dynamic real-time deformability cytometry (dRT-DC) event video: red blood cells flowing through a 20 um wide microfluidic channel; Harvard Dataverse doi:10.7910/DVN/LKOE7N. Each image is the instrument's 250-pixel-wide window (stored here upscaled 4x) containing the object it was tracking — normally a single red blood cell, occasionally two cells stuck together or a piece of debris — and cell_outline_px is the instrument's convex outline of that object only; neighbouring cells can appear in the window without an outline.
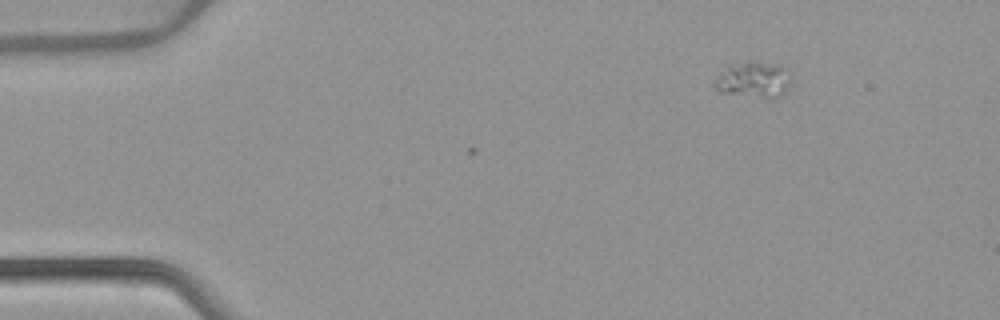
{"species": "common noctule bat (a hibernating species)", "species_latin": "Nyctalus noctula", "temperature_condition": "warm", "stored_images_in_passage": 3, "camera_frame_rate_fps": 3000, "um_per_image_px": 0.085, "animal": {"sex": "female", "body_mass_g": 22.7, "forearm_length_mm": 54.2}, "frame": {"image": 1, "passage_image": 3, "time_ms": 0.667, "image_size_px": [1000, 320], "cell_outline_px": [[792, 72], [788, 88], [784, 96], [768, 100], [720, 92], [716, 88], [716, 80], [720, 72], [728, 64], [748, 60], [756, 60], [780, 64], [788, 68]], "centroid_in_image_um": [64.14, 6.77], "position_along_channel_um": 20.9, "area_um2": 17.05}}